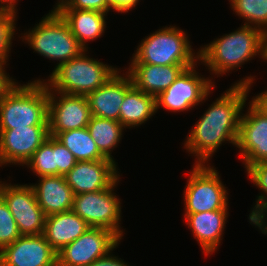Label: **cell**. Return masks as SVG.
Segmentation results:
<instances>
[{
	"mask_svg": "<svg viewBox=\"0 0 267 266\" xmlns=\"http://www.w3.org/2000/svg\"><path fill=\"white\" fill-rule=\"evenodd\" d=\"M255 77L250 74L237 80L212 102L192 127L183 145L196 157L195 164H209L224 142L236 146L240 116Z\"/></svg>",
	"mask_w": 267,
	"mask_h": 266,
	"instance_id": "cell-1",
	"label": "cell"
},
{
	"mask_svg": "<svg viewBox=\"0 0 267 266\" xmlns=\"http://www.w3.org/2000/svg\"><path fill=\"white\" fill-rule=\"evenodd\" d=\"M265 44L266 34L260 28L243 24L199 48V64L205 65L210 75L218 78L239 70L256 56L265 60Z\"/></svg>",
	"mask_w": 267,
	"mask_h": 266,
	"instance_id": "cell-2",
	"label": "cell"
},
{
	"mask_svg": "<svg viewBox=\"0 0 267 266\" xmlns=\"http://www.w3.org/2000/svg\"><path fill=\"white\" fill-rule=\"evenodd\" d=\"M84 50L77 57L56 66L48 79H38L51 91L85 95L104 85L120 69L89 57Z\"/></svg>",
	"mask_w": 267,
	"mask_h": 266,
	"instance_id": "cell-3",
	"label": "cell"
},
{
	"mask_svg": "<svg viewBox=\"0 0 267 266\" xmlns=\"http://www.w3.org/2000/svg\"><path fill=\"white\" fill-rule=\"evenodd\" d=\"M48 126V87L42 80L18 83L0 101V129Z\"/></svg>",
	"mask_w": 267,
	"mask_h": 266,
	"instance_id": "cell-4",
	"label": "cell"
},
{
	"mask_svg": "<svg viewBox=\"0 0 267 266\" xmlns=\"http://www.w3.org/2000/svg\"><path fill=\"white\" fill-rule=\"evenodd\" d=\"M190 44L185 31L173 25L165 26L139 42L130 63L194 65L199 63V50L195 52Z\"/></svg>",
	"mask_w": 267,
	"mask_h": 266,
	"instance_id": "cell-5",
	"label": "cell"
},
{
	"mask_svg": "<svg viewBox=\"0 0 267 266\" xmlns=\"http://www.w3.org/2000/svg\"><path fill=\"white\" fill-rule=\"evenodd\" d=\"M21 33V40L41 56L56 60V66L77 57L85 49L70 31L68 24L55 11L51 10L41 18L39 24Z\"/></svg>",
	"mask_w": 267,
	"mask_h": 266,
	"instance_id": "cell-6",
	"label": "cell"
},
{
	"mask_svg": "<svg viewBox=\"0 0 267 266\" xmlns=\"http://www.w3.org/2000/svg\"><path fill=\"white\" fill-rule=\"evenodd\" d=\"M189 175L183 192L185 214L229 209L228 190L214 166L194 163Z\"/></svg>",
	"mask_w": 267,
	"mask_h": 266,
	"instance_id": "cell-7",
	"label": "cell"
},
{
	"mask_svg": "<svg viewBox=\"0 0 267 266\" xmlns=\"http://www.w3.org/2000/svg\"><path fill=\"white\" fill-rule=\"evenodd\" d=\"M199 64L184 69L176 80L156 97V111L184 112L194 109L208 99L215 89L214 78L197 72ZM196 69V70H195ZM212 78V79H211Z\"/></svg>",
	"mask_w": 267,
	"mask_h": 266,
	"instance_id": "cell-8",
	"label": "cell"
},
{
	"mask_svg": "<svg viewBox=\"0 0 267 266\" xmlns=\"http://www.w3.org/2000/svg\"><path fill=\"white\" fill-rule=\"evenodd\" d=\"M120 179L119 177L108 189L74 195L72 210L91 227L110 229L123 239L124 230L120 226L122 202L114 192Z\"/></svg>",
	"mask_w": 267,
	"mask_h": 266,
	"instance_id": "cell-9",
	"label": "cell"
},
{
	"mask_svg": "<svg viewBox=\"0 0 267 266\" xmlns=\"http://www.w3.org/2000/svg\"><path fill=\"white\" fill-rule=\"evenodd\" d=\"M121 240L110 229L90 227L57 252V266H89L118 247Z\"/></svg>",
	"mask_w": 267,
	"mask_h": 266,
	"instance_id": "cell-10",
	"label": "cell"
},
{
	"mask_svg": "<svg viewBox=\"0 0 267 266\" xmlns=\"http://www.w3.org/2000/svg\"><path fill=\"white\" fill-rule=\"evenodd\" d=\"M0 196L6 202L21 235L43 234L46 215L29 184L0 182Z\"/></svg>",
	"mask_w": 267,
	"mask_h": 266,
	"instance_id": "cell-11",
	"label": "cell"
},
{
	"mask_svg": "<svg viewBox=\"0 0 267 266\" xmlns=\"http://www.w3.org/2000/svg\"><path fill=\"white\" fill-rule=\"evenodd\" d=\"M87 96L73 95L48 88V128L49 135L69 130L86 128L91 119Z\"/></svg>",
	"mask_w": 267,
	"mask_h": 266,
	"instance_id": "cell-12",
	"label": "cell"
},
{
	"mask_svg": "<svg viewBox=\"0 0 267 266\" xmlns=\"http://www.w3.org/2000/svg\"><path fill=\"white\" fill-rule=\"evenodd\" d=\"M248 104V110L243 113L246 107L244 105L240 116L236 144L245 170L251 165L267 161V117L251 102Z\"/></svg>",
	"mask_w": 267,
	"mask_h": 266,
	"instance_id": "cell-13",
	"label": "cell"
},
{
	"mask_svg": "<svg viewBox=\"0 0 267 266\" xmlns=\"http://www.w3.org/2000/svg\"><path fill=\"white\" fill-rule=\"evenodd\" d=\"M48 137V126L0 129V167L11 164L25 167L34 152Z\"/></svg>",
	"mask_w": 267,
	"mask_h": 266,
	"instance_id": "cell-14",
	"label": "cell"
},
{
	"mask_svg": "<svg viewBox=\"0 0 267 266\" xmlns=\"http://www.w3.org/2000/svg\"><path fill=\"white\" fill-rule=\"evenodd\" d=\"M0 266H57V252L43 234L21 235L0 251Z\"/></svg>",
	"mask_w": 267,
	"mask_h": 266,
	"instance_id": "cell-15",
	"label": "cell"
},
{
	"mask_svg": "<svg viewBox=\"0 0 267 266\" xmlns=\"http://www.w3.org/2000/svg\"><path fill=\"white\" fill-rule=\"evenodd\" d=\"M117 164L108 159L77 161L64 175L74 195L108 189L119 177Z\"/></svg>",
	"mask_w": 267,
	"mask_h": 266,
	"instance_id": "cell-16",
	"label": "cell"
},
{
	"mask_svg": "<svg viewBox=\"0 0 267 266\" xmlns=\"http://www.w3.org/2000/svg\"><path fill=\"white\" fill-rule=\"evenodd\" d=\"M120 69L104 85L87 95L91 115L119 122L120 107L126 92L133 86L127 72Z\"/></svg>",
	"mask_w": 267,
	"mask_h": 266,
	"instance_id": "cell-17",
	"label": "cell"
},
{
	"mask_svg": "<svg viewBox=\"0 0 267 266\" xmlns=\"http://www.w3.org/2000/svg\"><path fill=\"white\" fill-rule=\"evenodd\" d=\"M229 215L228 209L184 214V221L205 256L212 255L221 244Z\"/></svg>",
	"mask_w": 267,
	"mask_h": 266,
	"instance_id": "cell-18",
	"label": "cell"
},
{
	"mask_svg": "<svg viewBox=\"0 0 267 266\" xmlns=\"http://www.w3.org/2000/svg\"><path fill=\"white\" fill-rule=\"evenodd\" d=\"M126 72L132 83L146 94L157 97L165 91L180 75V73L193 65H167L129 63Z\"/></svg>",
	"mask_w": 267,
	"mask_h": 266,
	"instance_id": "cell-19",
	"label": "cell"
},
{
	"mask_svg": "<svg viewBox=\"0 0 267 266\" xmlns=\"http://www.w3.org/2000/svg\"><path fill=\"white\" fill-rule=\"evenodd\" d=\"M38 182L31 186L46 216L72 210L74 193L63 175L42 176Z\"/></svg>",
	"mask_w": 267,
	"mask_h": 266,
	"instance_id": "cell-20",
	"label": "cell"
},
{
	"mask_svg": "<svg viewBox=\"0 0 267 266\" xmlns=\"http://www.w3.org/2000/svg\"><path fill=\"white\" fill-rule=\"evenodd\" d=\"M90 227L79 215L70 210L46 216L43 236L51 247L59 252Z\"/></svg>",
	"mask_w": 267,
	"mask_h": 266,
	"instance_id": "cell-21",
	"label": "cell"
},
{
	"mask_svg": "<svg viewBox=\"0 0 267 266\" xmlns=\"http://www.w3.org/2000/svg\"><path fill=\"white\" fill-rule=\"evenodd\" d=\"M55 11L68 24L70 31L85 50H88V41L98 40L105 32L107 13L86 9H55Z\"/></svg>",
	"mask_w": 267,
	"mask_h": 266,
	"instance_id": "cell-22",
	"label": "cell"
},
{
	"mask_svg": "<svg viewBox=\"0 0 267 266\" xmlns=\"http://www.w3.org/2000/svg\"><path fill=\"white\" fill-rule=\"evenodd\" d=\"M156 112V97L133 85L121 104L119 122L126 129L135 128L145 124Z\"/></svg>",
	"mask_w": 267,
	"mask_h": 266,
	"instance_id": "cell-23",
	"label": "cell"
},
{
	"mask_svg": "<svg viewBox=\"0 0 267 266\" xmlns=\"http://www.w3.org/2000/svg\"><path fill=\"white\" fill-rule=\"evenodd\" d=\"M87 129L94 139L100 153L105 158L118 164L114 160L112 152L119 146L126 128L118 121L91 116Z\"/></svg>",
	"mask_w": 267,
	"mask_h": 266,
	"instance_id": "cell-24",
	"label": "cell"
},
{
	"mask_svg": "<svg viewBox=\"0 0 267 266\" xmlns=\"http://www.w3.org/2000/svg\"><path fill=\"white\" fill-rule=\"evenodd\" d=\"M55 138L70 150L77 161L105 159L87 127L58 133Z\"/></svg>",
	"mask_w": 267,
	"mask_h": 266,
	"instance_id": "cell-25",
	"label": "cell"
},
{
	"mask_svg": "<svg viewBox=\"0 0 267 266\" xmlns=\"http://www.w3.org/2000/svg\"><path fill=\"white\" fill-rule=\"evenodd\" d=\"M245 172L254 186L262 191L256 196L248 217L249 223L260 230L267 224V161L251 165Z\"/></svg>",
	"mask_w": 267,
	"mask_h": 266,
	"instance_id": "cell-26",
	"label": "cell"
},
{
	"mask_svg": "<svg viewBox=\"0 0 267 266\" xmlns=\"http://www.w3.org/2000/svg\"><path fill=\"white\" fill-rule=\"evenodd\" d=\"M231 9L243 18L244 25L260 28L267 33V0H228Z\"/></svg>",
	"mask_w": 267,
	"mask_h": 266,
	"instance_id": "cell-27",
	"label": "cell"
},
{
	"mask_svg": "<svg viewBox=\"0 0 267 266\" xmlns=\"http://www.w3.org/2000/svg\"><path fill=\"white\" fill-rule=\"evenodd\" d=\"M25 165L38 177L56 176L55 137L49 135Z\"/></svg>",
	"mask_w": 267,
	"mask_h": 266,
	"instance_id": "cell-28",
	"label": "cell"
},
{
	"mask_svg": "<svg viewBox=\"0 0 267 266\" xmlns=\"http://www.w3.org/2000/svg\"><path fill=\"white\" fill-rule=\"evenodd\" d=\"M17 11L0 9V64H7L9 61L12 41L15 38Z\"/></svg>",
	"mask_w": 267,
	"mask_h": 266,
	"instance_id": "cell-29",
	"label": "cell"
},
{
	"mask_svg": "<svg viewBox=\"0 0 267 266\" xmlns=\"http://www.w3.org/2000/svg\"><path fill=\"white\" fill-rule=\"evenodd\" d=\"M21 236L16 221L0 196V251Z\"/></svg>",
	"mask_w": 267,
	"mask_h": 266,
	"instance_id": "cell-30",
	"label": "cell"
},
{
	"mask_svg": "<svg viewBox=\"0 0 267 266\" xmlns=\"http://www.w3.org/2000/svg\"><path fill=\"white\" fill-rule=\"evenodd\" d=\"M55 159L57 175H66L76 164L74 155L55 138Z\"/></svg>",
	"mask_w": 267,
	"mask_h": 266,
	"instance_id": "cell-31",
	"label": "cell"
},
{
	"mask_svg": "<svg viewBox=\"0 0 267 266\" xmlns=\"http://www.w3.org/2000/svg\"><path fill=\"white\" fill-rule=\"evenodd\" d=\"M56 9H86L109 13L112 9L105 0H67Z\"/></svg>",
	"mask_w": 267,
	"mask_h": 266,
	"instance_id": "cell-32",
	"label": "cell"
},
{
	"mask_svg": "<svg viewBox=\"0 0 267 266\" xmlns=\"http://www.w3.org/2000/svg\"><path fill=\"white\" fill-rule=\"evenodd\" d=\"M7 65L0 64V101L18 84L17 80L12 79L9 73L7 74Z\"/></svg>",
	"mask_w": 267,
	"mask_h": 266,
	"instance_id": "cell-33",
	"label": "cell"
},
{
	"mask_svg": "<svg viewBox=\"0 0 267 266\" xmlns=\"http://www.w3.org/2000/svg\"><path fill=\"white\" fill-rule=\"evenodd\" d=\"M123 260L118 255H113L111 251L108 255L95 260L89 266H130V264L125 263L126 261Z\"/></svg>",
	"mask_w": 267,
	"mask_h": 266,
	"instance_id": "cell-34",
	"label": "cell"
},
{
	"mask_svg": "<svg viewBox=\"0 0 267 266\" xmlns=\"http://www.w3.org/2000/svg\"><path fill=\"white\" fill-rule=\"evenodd\" d=\"M250 102L267 117V90L253 96Z\"/></svg>",
	"mask_w": 267,
	"mask_h": 266,
	"instance_id": "cell-35",
	"label": "cell"
},
{
	"mask_svg": "<svg viewBox=\"0 0 267 266\" xmlns=\"http://www.w3.org/2000/svg\"><path fill=\"white\" fill-rule=\"evenodd\" d=\"M140 0H119V13H128L137 6Z\"/></svg>",
	"mask_w": 267,
	"mask_h": 266,
	"instance_id": "cell-36",
	"label": "cell"
},
{
	"mask_svg": "<svg viewBox=\"0 0 267 266\" xmlns=\"http://www.w3.org/2000/svg\"><path fill=\"white\" fill-rule=\"evenodd\" d=\"M19 0H0V9L1 10H14L18 11L17 6ZM17 5V6H16Z\"/></svg>",
	"mask_w": 267,
	"mask_h": 266,
	"instance_id": "cell-37",
	"label": "cell"
},
{
	"mask_svg": "<svg viewBox=\"0 0 267 266\" xmlns=\"http://www.w3.org/2000/svg\"><path fill=\"white\" fill-rule=\"evenodd\" d=\"M105 2L113 11L119 13V0H105Z\"/></svg>",
	"mask_w": 267,
	"mask_h": 266,
	"instance_id": "cell-38",
	"label": "cell"
},
{
	"mask_svg": "<svg viewBox=\"0 0 267 266\" xmlns=\"http://www.w3.org/2000/svg\"><path fill=\"white\" fill-rule=\"evenodd\" d=\"M58 2L56 3V5L53 7L52 10H55L57 7L61 6L62 4H64L67 0H57Z\"/></svg>",
	"mask_w": 267,
	"mask_h": 266,
	"instance_id": "cell-39",
	"label": "cell"
},
{
	"mask_svg": "<svg viewBox=\"0 0 267 266\" xmlns=\"http://www.w3.org/2000/svg\"><path fill=\"white\" fill-rule=\"evenodd\" d=\"M260 231L262 232V234L266 235V234H267V224L264 225V226L260 229Z\"/></svg>",
	"mask_w": 267,
	"mask_h": 266,
	"instance_id": "cell-40",
	"label": "cell"
},
{
	"mask_svg": "<svg viewBox=\"0 0 267 266\" xmlns=\"http://www.w3.org/2000/svg\"><path fill=\"white\" fill-rule=\"evenodd\" d=\"M266 56H265V61L264 62H266L267 61V33H266Z\"/></svg>",
	"mask_w": 267,
	"mask_h": 266,
	"instance_id": "cell-41",
	"label": "cell"
}]
</instances>
